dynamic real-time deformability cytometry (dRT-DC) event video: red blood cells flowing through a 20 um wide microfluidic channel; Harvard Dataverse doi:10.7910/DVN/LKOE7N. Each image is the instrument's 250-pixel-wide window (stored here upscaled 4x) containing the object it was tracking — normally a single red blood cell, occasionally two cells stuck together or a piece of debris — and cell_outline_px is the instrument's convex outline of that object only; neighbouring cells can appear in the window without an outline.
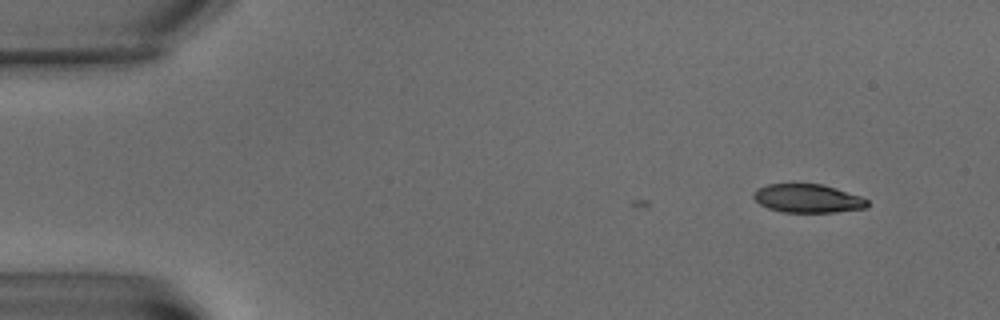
{"species": "common noctule bat (a hibernating species)", "species_latin": "Nyctalus noctula", "temperature_condition": "warm", "stored_images_in_passage": 4, "camera_frame_rate_fps": 3000, "um_per_image_px": 0.085, "animal": {"sex": "male", "body_mass_g": 15.6}, "frame": {"image": 1, "passage_image": 1, "time_ms": 0.0, "image_size_px": [1000, 320], "cell_outline_px": [[868, 208], [836, 212], [784, 212], [768, 208], [760, 204], [752, 196], [752, 192], [756, 188], [768, 184], [820, 184], [836, 188], [860, 196], [868, 200]], "centroid_in_image_um": [68.65, 16.87], "position_along_channel_um": 16.4, "area_um2": 18.96}}